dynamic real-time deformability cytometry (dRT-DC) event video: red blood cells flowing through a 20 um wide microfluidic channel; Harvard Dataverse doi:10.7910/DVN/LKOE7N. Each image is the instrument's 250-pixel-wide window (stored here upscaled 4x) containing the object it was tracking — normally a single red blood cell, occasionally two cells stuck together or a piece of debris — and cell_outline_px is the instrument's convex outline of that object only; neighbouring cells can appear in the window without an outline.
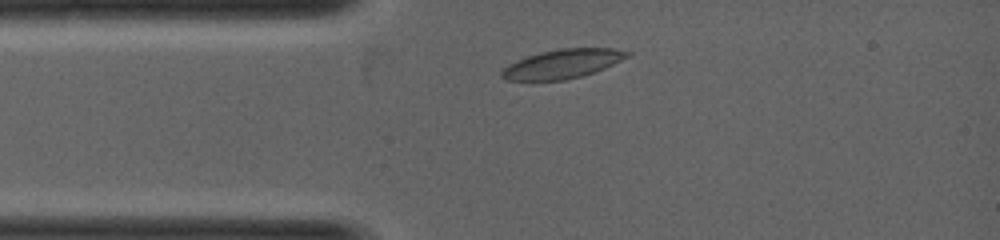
{"species": "common noctule bat (a hibernating species)", "species_latin": "Nyctalus noctula", "temperature_condition": "warm", "stored_images_in_passage": 24, "camera_frame_rate_fps": 5000, "um_per_image_px": 0.085, "animal": {"sex": "female", "body_mass_g": 19.0, "forearm_length_mm": 53.3}, "frame": {"image": 1, "passage_image": 1, "time_ms": 0.0, "image_size_px": [1000, 240], "cell_outline_px": [[632, 52], [628, 56], [604, 68], [580, 76], [564, 80], [504, 80], [500, 76], [500, 72], [508, 64], [528, 56], [540, 52], [560, 48], [612, 48]], "centroid_in_image_um": [47.77, 5.42], "position_along_channel_um": 37.2, "area_um2": 20.98}}
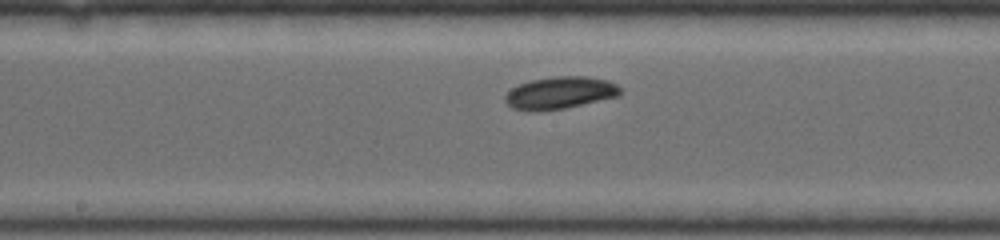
{"frame": {"image": 2, "passage_image": 11, "time_ms": 2.0, "image_size_px": [1000, 240], "cell_outline_px": [[620, 96], [564, 108], [544, 112], [524, 112], [512, 108], [504, 100], [504, 96], [512, 88], [520, 84], [532, 80], [556, 76], [588, 76], [608, 80], [616, 84], [620, 88]], "centroid_in_image_um": [47.57, 7.91], "position_along_channel_um": 200.6, "area_um2": 21.91}}
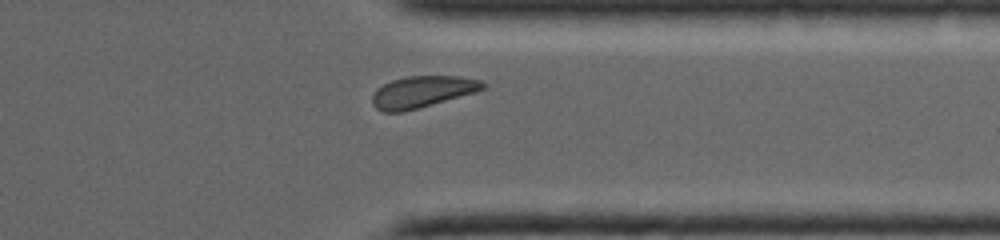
{"frame": {"image": 3, "passage_image": 21, "time_ms": 4.0, "image_size_px": [1000, 240], "cell_outline_px": [[488, 84], [484, 88], [476, 92], [416, 108], [400, 112], [384, 112], [376, 108], [372, 104], [372, 96], [376, 88], [392, 80], [408, 76], [460, 76], [480, 80]], "centroid_in_image_um": [35.89, 7.79], "position_along_channel_um": 375.5, "area_um2": 20.17}}